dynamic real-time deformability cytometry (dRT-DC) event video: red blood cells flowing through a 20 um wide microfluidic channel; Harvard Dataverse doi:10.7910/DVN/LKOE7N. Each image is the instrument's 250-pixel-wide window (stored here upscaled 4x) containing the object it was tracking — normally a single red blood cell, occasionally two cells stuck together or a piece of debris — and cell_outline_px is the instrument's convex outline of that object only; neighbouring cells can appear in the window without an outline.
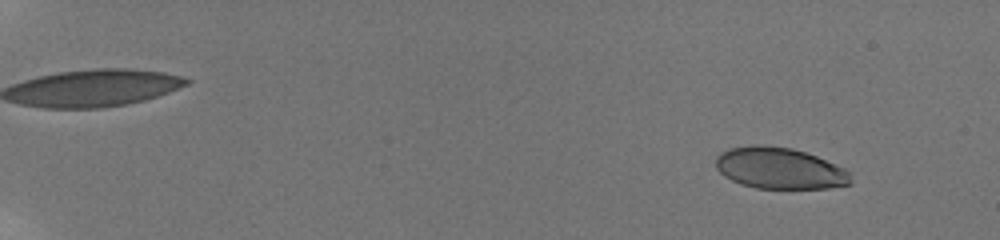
{"species": "human", "species_latin": "Homo sapiens", "temperature_condition": "room temperature", "stored_images_in_passage": 46, "camera_frame_rate_fps": 3000, "um_per_image_px": 0.085, "donor": {"sex": "male"}, "frame": {"image": 1, "passage_image": 10, "time_ms": 2.0, "image_size_px": [1000, 240], "cell_outline_px": [[852, 184], [828, 188], [756, 188], [740, 184], [724, 176], [716, 168], [716, 156], [720, 152], [728, 148], [752, 144], [760, 144], [792, 148], [816, 156], [844, 168], [852, 172]], "centroid_in_image_um": [66.26, 14.29], "position_along_channel_um": 18.7, "area_um2": 32.83}}
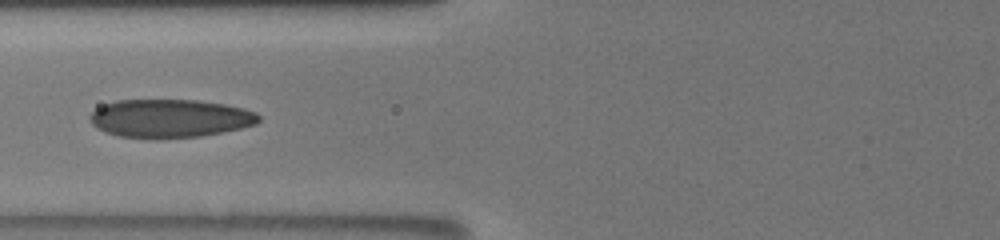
{"frame": {"image": 2, "passage_image": 23, "time_ms": 9.333, "image_size_px": [1000, 240], "cell_outline_px": [[260, 120], [256, 124], [240, 128], [200, 136], [156, 140], [120, 136], [104, 132], [96, 128], [88, 120], [88, 116], [96, 108], [104, 104], [116, 100], [196, 100], [224, 104], [244, 108], [256, 112], [260, 116]], "centroid_in_image_um": [14.4, 10.07], "position_along_channel_um": 111.4, "area_um2": 38.15}}
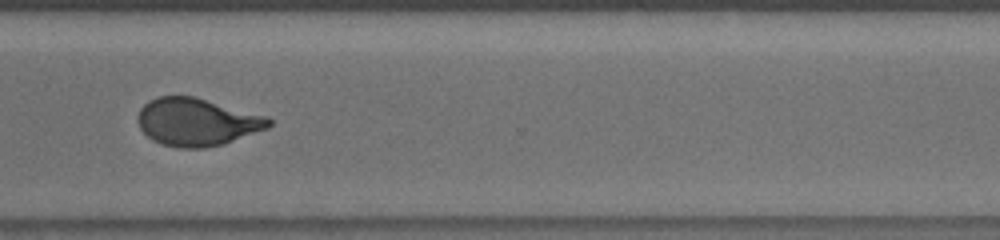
{"frame": {"image": 3, "passage_image": 34, "time_ms": 15.667, "image_size_px": [1000, 240], "cell_outline_px": [[272, 124], [268, 128], [224, 144], [204, 148], [176, 148], [160, 144], [152, 140], [140, 128], [136, 120], [136, 116], [140, 108], [148, 100], [156, 96], [196, 96], [268, 116], [272, 120]], "centroid_in_image_um": [16.73, 10.36], "position_along_channel_um": 353.9, "area_um2": 36.99}, "authors_computed_cell_mechanics": {"area_um2": 35.3736, "velocity_mm_per_s": 3.8337, "shape_relaxation_time_tau1_ms": 7.3505, "shape_relaxation_time_tau2_ms": null, "deformation_change_tau1": 0.2304, "deformation_change_tau2": null}}